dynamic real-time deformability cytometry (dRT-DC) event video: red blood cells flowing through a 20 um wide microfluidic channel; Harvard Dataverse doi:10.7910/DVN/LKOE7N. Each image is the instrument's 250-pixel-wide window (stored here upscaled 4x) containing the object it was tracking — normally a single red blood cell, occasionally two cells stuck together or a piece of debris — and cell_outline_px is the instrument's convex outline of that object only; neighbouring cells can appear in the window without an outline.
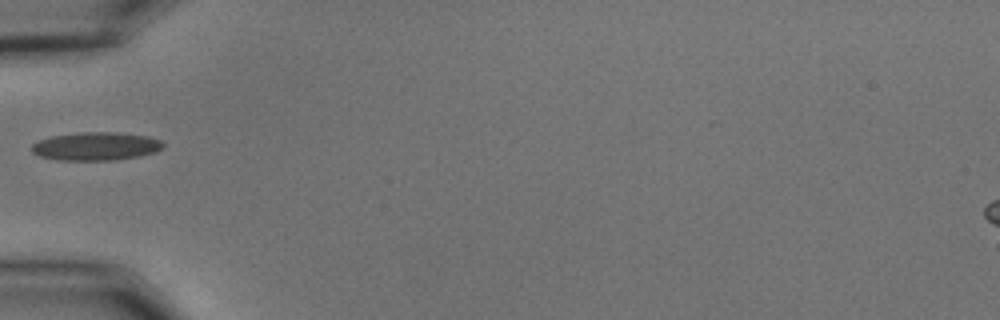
{"species": "common noctule bat (a hibernating species)", "species_latin": "Nyctalus noctula", "temperature_condition": "cold", "stored_images_in_passage": 11, "camera_frame_rate_fps": 3000, "um_per_image_px": 0.085, "animal": {"sex": "male", "body_mass_g": 15.6}, "frame": {"image": 1, "passage_image": 1, "time_ms": 0.0, "image_size_px": [1000, 320], "cell_outline_px": [[164, 144], [156, 152], [140, 156], [116, 160], [56, 160], [40, 156], [32, 152], [32, 144], [40, 140], [52, 136], [84, 132], [112, 132], [148, 136], [160, 140]], "centroid_in_image_um": [8.15, 12.44], "position_along_channel_um": 76.8, "area_um2": 21.5}}